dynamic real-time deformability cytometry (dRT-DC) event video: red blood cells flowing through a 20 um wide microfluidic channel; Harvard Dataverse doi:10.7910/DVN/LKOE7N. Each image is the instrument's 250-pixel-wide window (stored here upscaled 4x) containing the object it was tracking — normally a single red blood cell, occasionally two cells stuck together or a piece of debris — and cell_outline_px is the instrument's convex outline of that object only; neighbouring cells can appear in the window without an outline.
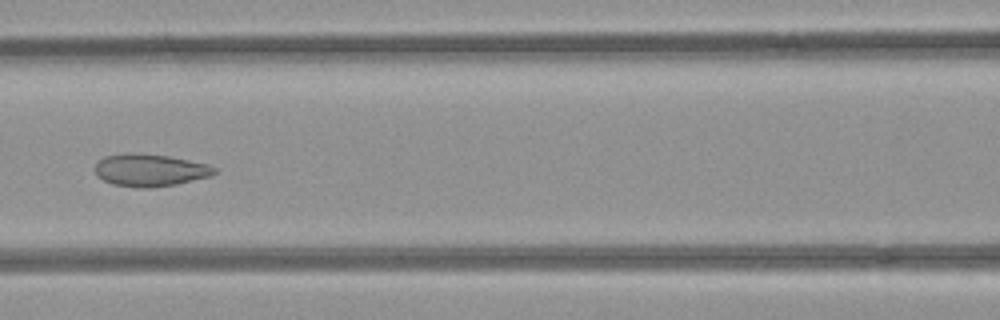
{"species": "common noctule bat (a hibernating species)", "species_latin": "Nyctalus noctula", "temperature_condition": "room temperature", "stored_images_in_passage": 8, "camera_frame_rate_fps": 3000, "um_per_image_px": 0.085, "animal": {"sex": "female", "body_mass_g": 21.9}, "frame": {"image": 1, "passage_image": 7, "time_ms": 2.0, "image_size_px": [1000, 320], "cell_outline_px": [[216, 172], [212, 176], [176, 184], [148, 188], [136, 188], [112, 184], [96, 176], [96, 160], [104, 156], [128, 152], [132, 152], [168, 156], [208, 164], [216, 168]], "centroid_in_image_um": [12.72, 14.46], "position_along_channel_um": 153.9, "area_um2": 22.72}}
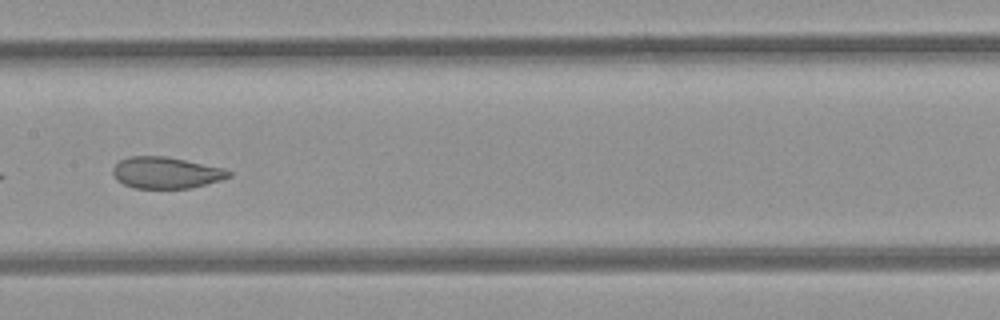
{"frame": {"image": 2, "passage_image": 8, "time_ms": 2.333, "image_size_px": [1000, 320], "cell_outline_px": [[232, 176], [220, 180], [192, 188], [132, 188], [116, 180], [112, 172], [112, 168], [120, 160], [128, 156], [168, 156], [224, 168], [232, 172]], "centroid_in_image_um": [14.11, 14.67], "position_along_channel_um": 193.3, "area_um2": 21.44}}